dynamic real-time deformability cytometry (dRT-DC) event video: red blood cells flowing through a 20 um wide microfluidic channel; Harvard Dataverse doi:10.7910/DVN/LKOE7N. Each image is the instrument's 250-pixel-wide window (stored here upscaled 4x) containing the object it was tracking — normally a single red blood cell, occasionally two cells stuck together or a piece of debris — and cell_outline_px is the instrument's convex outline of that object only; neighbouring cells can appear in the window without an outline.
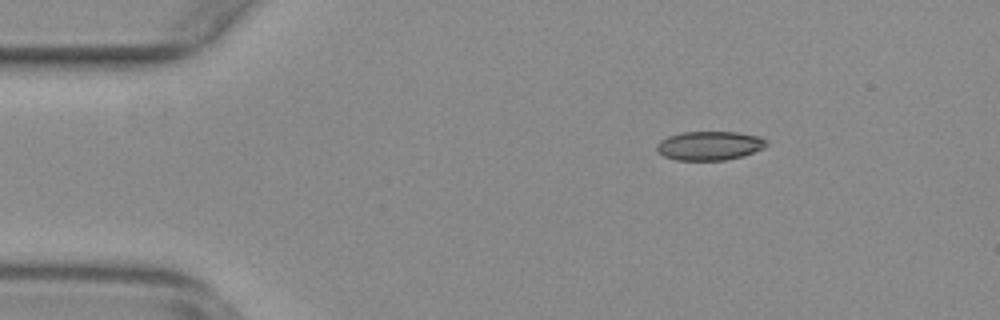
{"species": "common noctule bat (a hibernating species)", "species_latin": "Nyctalus noctula", "temperature_condition": "warm", "stored_images_in_passage": 53, "camera_frame_rate_fps": 3000, "um_per_image_px": 0.085, "animal": {"sex": "female", "body_mass_g": 29.2, "forearm_length_mm": 56.3}, "frame": {"image": 1, "passage_image": 9, "time_ms": 2.667, "image_size_px": [1000, 320], "cell_outline_px": [[768, 144], [764, 148], [740, 156], [724, 160], [676, 160], [664, 156], [656, 148], [656, 144], [660, 140], [668, 136], [680, 132], [736, 132], [760, 136], [768, 140]], "centroid_in_image_um": [60.31, 12.37], "position_along_channel_um": 24.7, "area_um2": 18.5}}
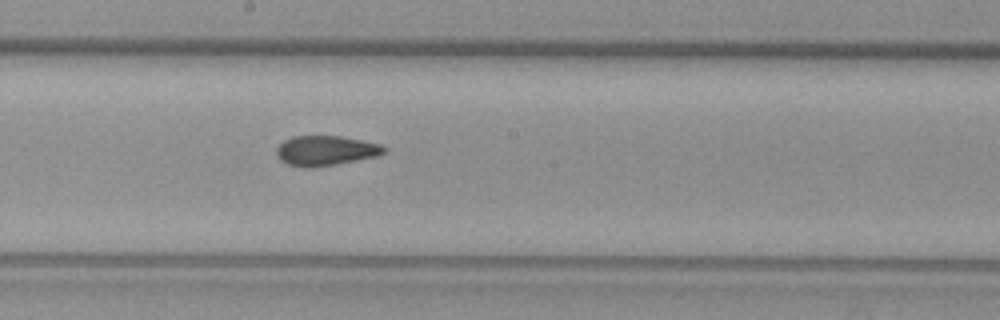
{"frame": {"image": 2, "passage_image": 30, "time_ms": 9.667, "image_size_px": [1000, 320], "cell_outline_px": [[388, 152], [376, 156], [356, 160], [312, 168], [304, 168], [288, 164], [280, 160], [276, 156], [276, 148], [284, 140], [292, 136], [340, 136], [380, 144], [388, 148]], "centroid_in_image_um": [27.67, 12.8], "position_along_channel_um": 220.5, "area_um2": 18.79}}
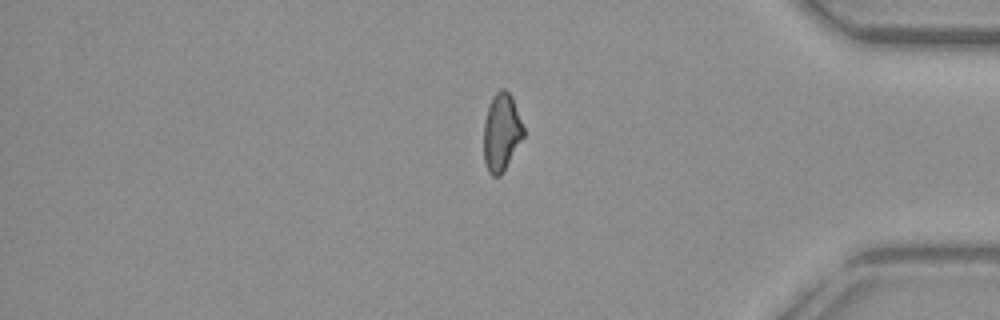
{"frame": {"image": 3, "passage_image": 46, "time_ms": 15.0, "image_size_px": [1000, 320], "cell_outline_px": [[524, 136], [500, 176], [492, 176], [488, 172], [484, 160], [484, 120], [492, 96], [500, 88], [504, 88], [512, 96], [524, 128]], "centroid_in_image_um": [42.62, 11.22], "position_along_channel_um": 392.6, "area_um2": 17.92}, "authors_computed_cell_mechanics": {"area_um2": 18.8428, "velocity_mm_per_s": 3.7692, "shape_relaxation_time_tau1_ms": null, "shape_relaxation_time_tau2_ms": 2.4715, "deformation_change_tau1": null, "deformation_change_tau2": 0.0683}}